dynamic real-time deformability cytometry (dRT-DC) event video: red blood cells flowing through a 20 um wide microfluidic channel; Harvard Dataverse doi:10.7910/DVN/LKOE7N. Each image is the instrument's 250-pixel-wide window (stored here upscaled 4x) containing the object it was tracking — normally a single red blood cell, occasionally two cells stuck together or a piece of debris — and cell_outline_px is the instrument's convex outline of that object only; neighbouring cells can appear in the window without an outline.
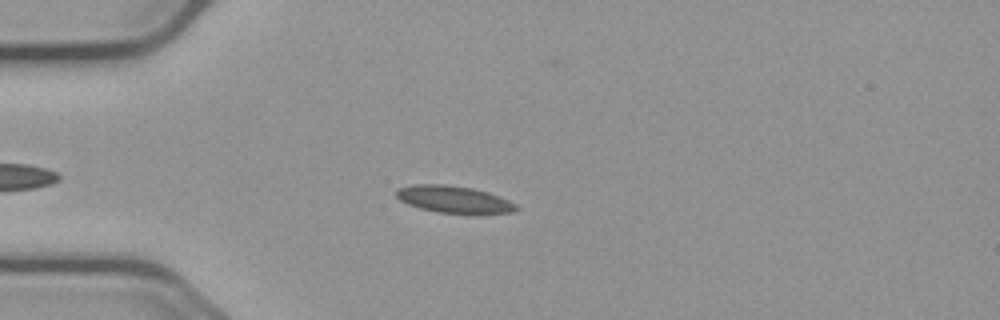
{"species": "common noctule bat (a hibernating species)", "species_latin": "Nyctalus noctula", "temperature_condition": "cold", "stored_images_in_passage": 45, "camera_frame_rate_fps": 3000, "um_per_image_px": 0.085, "animal": {"sex": "male", "body_mass_g": 23.1, "forearm_length_mm": 52.7}, "frame": {"image": 1, "passage_image": 11, "time_ms": 3.333, "image_size_px": [1000, 320], "cell_outline_px": [[520, 208], [512, 212], [436, 212], [420, 208], [408, 204], [400, 200], [396, 196], [396, 192], [400, 188], [412, 184], [444, 184], [472, 188], [488, 192], [508, 200], [516, 204]], "centroid_in_image_um": [38.54, 16.92], "position_along_channel_um": 46.5, "area_um2": 18.38}}
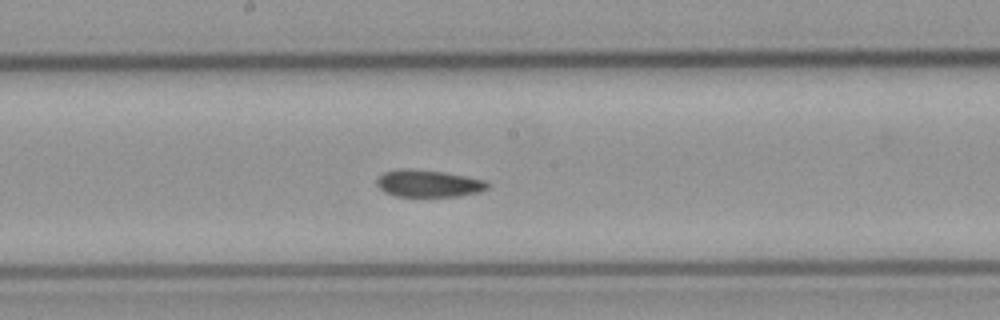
{"frame": {"image": 2, "passage_image": 26, "time_ms": 8.333, "image_size_px": [1000, 320], "cell_outline_px": [[492, 184], [488, 188], [480, 192], [456, 196], [396, 196], [384, 192], [376, 184], [376, 180], [384, 172], [396, 168], [412, 168], [444, 172], [484, 180]], "centroid_in_image_um": [36.4, 15.58], "position_along_channel_um": 211.8, "area_um2": 17.63}}
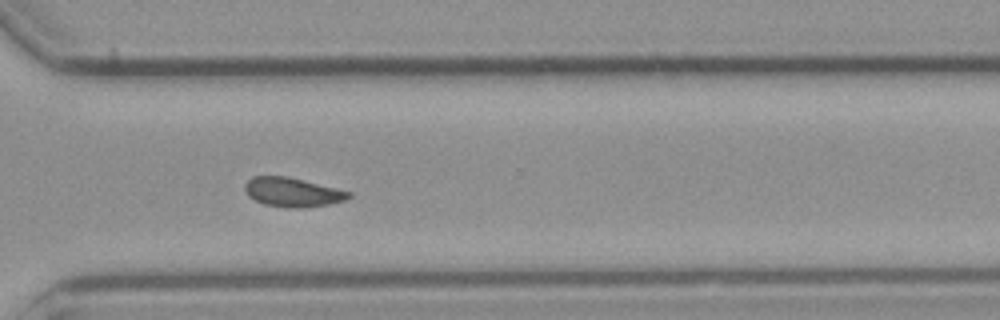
{"frame": {"image": 3, "passage_image": 37, "time_ms": 12.0, "image_size_px": [1000, 320], "cell_outline_px": [[352, 196], [344, 200], [328, 204], [304, 208], [292, 208], [264, 204], [248, 196], [244, 188], [244, 184], [252, 176], [288, 176], [352, 192]], "centroid_in_image_um": [24.86, 16.33], "position_along_channel_um": 345.7, "area_um2": 17.63}, "authors_computed_cell_mechanics": {"area_um2": 17.8602, "velocity_mm_per_s": 3.6648, "shape_relaxation_time_tau1_ms": null, "shape_relaxation_time_tau2_ms": 3.4736, "deformation_change_tau1": null, "deformation_change_tau2": 0.0742}}